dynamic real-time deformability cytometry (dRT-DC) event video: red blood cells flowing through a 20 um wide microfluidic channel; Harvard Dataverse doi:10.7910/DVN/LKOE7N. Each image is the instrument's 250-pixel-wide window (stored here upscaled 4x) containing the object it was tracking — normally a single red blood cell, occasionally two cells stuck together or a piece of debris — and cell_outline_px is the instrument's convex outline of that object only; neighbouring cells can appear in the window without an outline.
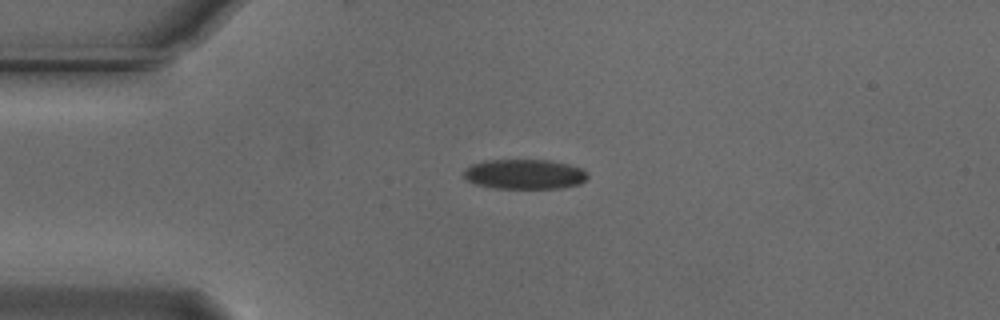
{"species": "Egyptian fruit bat (a non-hibernating species)", "species_latin": "Rousettus aegyptiacus", "temperature_condition": "cold", "stored_images_in_passage": 30, "camera_frame_rate_fps": 3000, "um_per_image_px": 0.085, "animal": {"sex": "male"}, "frame": {"image": 1, "passage_image": 1, "time_ms": 0.0, "image_size_px": [1000, 320], "cell_outline_px": [[588, 176], [580, 184], [560, 188], [496, 188], [476, 184], [468, 180], [464, 176], [464, 168], [472, 164], [484, 160], [548, 160], [568, 164], [580, 168], [588, 172]], "centroid_in_image_um": [44.58, 14.8], "position_along_channel_um": 40.4, "area_um2": 21.5}}
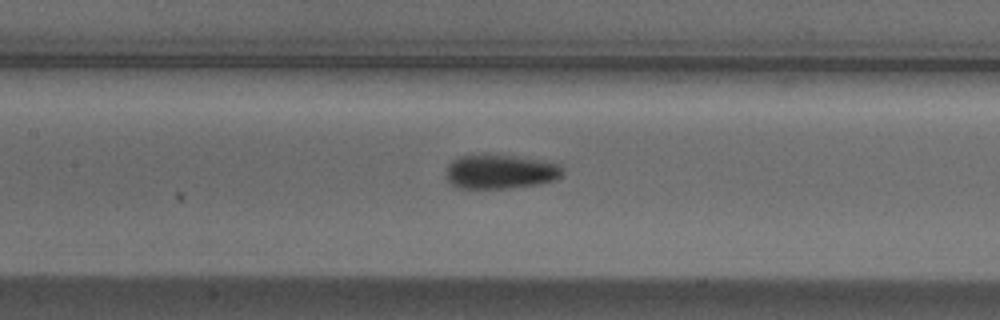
{"frame": {"image": 2, "passage_image": 13, "time_ms": 4.0, "image_size_px": [1000, 320], "cell_outline_px": [[564, 172], [556, 180], [540, 184], [508, 188], [452, 188], [448, 180], [448, 164], [452, 160], [460, 156], [512, 156], [560, 164]], "centroid_in_image_um": [42.53, 14.63], "position_along_channel_um": 164.9, "area_um2": 22.83}}
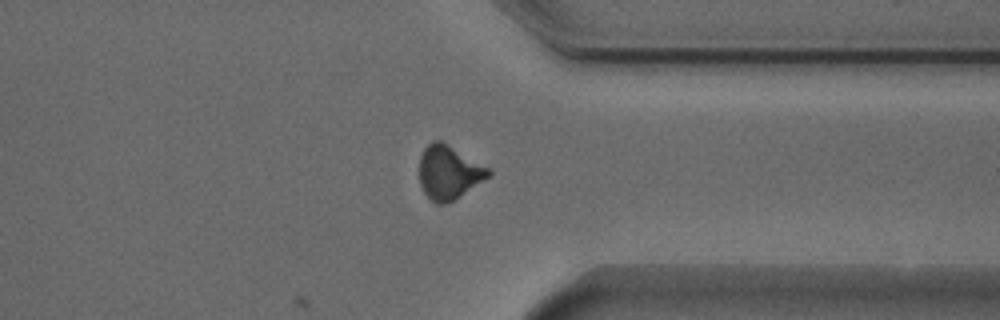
{"frame": {"image": 3, "passage_image": 30, "time_ms": 9.667, "image_size_px": [1000, 320], "cell_outline_px": [[492, 172], [488, 176], [452, 200], [444, 204], [436, 204], [424, 192], [420, 184], [420, 156], [424, 148], [432, 140], [440, 140], [488, 168]], "centroid_in_image_um": [38.09, 14.63], "position_along_channel_um": 373.3, "area_um2": 20.87}, "authors_computed_cell_mechanics": {"area_um2": 22.9466, "velocity_mm_per_s": 3.7371, "shape_relaxation_time_tau1_ms": 4.5462, "shape_relaxation_time_tau2_ms": null, "deformation_change_tau1": 0.101, "deformation_change_tau2": null}}